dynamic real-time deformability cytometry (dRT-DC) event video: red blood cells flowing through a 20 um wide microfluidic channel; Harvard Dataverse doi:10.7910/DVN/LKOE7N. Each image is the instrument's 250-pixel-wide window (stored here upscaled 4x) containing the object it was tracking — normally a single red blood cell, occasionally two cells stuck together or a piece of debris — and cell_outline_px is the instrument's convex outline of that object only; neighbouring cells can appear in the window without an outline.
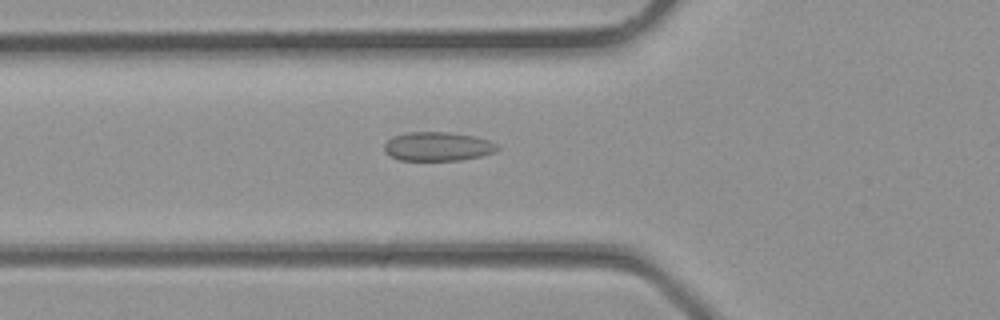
{"species": "common noctule bat (a hibernating species)", "species_latin": "Nyctalus noctula", "temperature_condition": "room temperature", "stored_images_in_passage": 27, "camera_frame_rate_fps": 3000, "um_per_image_px": 0.085, "animal": {"sex": "male", "body_mass_g": 23.1, "forearm_length_mm": 52.7}, "frame": {"image": 1, "passage_image": 5, "time_ms": 1.333, "image_size_px": [1000, 320], "cell_outline_px": [[500, 148], [496, 152], [480, 156], [460, 160], [400, 160], [384, 152], [384, 144], [392, 136], [408, 132], [448, 132], [476, 136], [488, 140], [496, 144]], "centroid_in_image_um": [37.21, 12.44], "position_along_channel_um": 88.6, "area_um2": 19.13}}
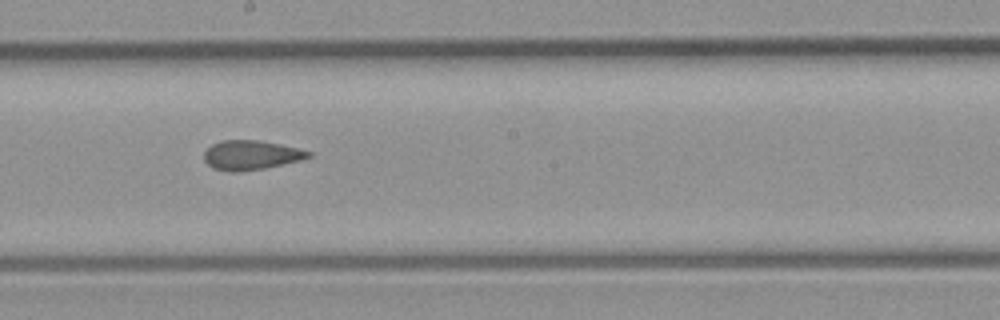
{"frame": {"image": 2, "passage_image": 12, "time_ms": 3.667, "image_size_px": [1000, 320], "cell_outline_px": [[312, 156], [300, 160], [264, 168], [240, 172], [232, 172], [212, 168], [204, 160], [204, 152], [212, 144], [220, 140], [260, 140], [280, 144], [312, 152]], "centroid_in_image_um": [21.31, 13.18], "position_along_channel_um": 226.9, "area_um2": 17.86}}
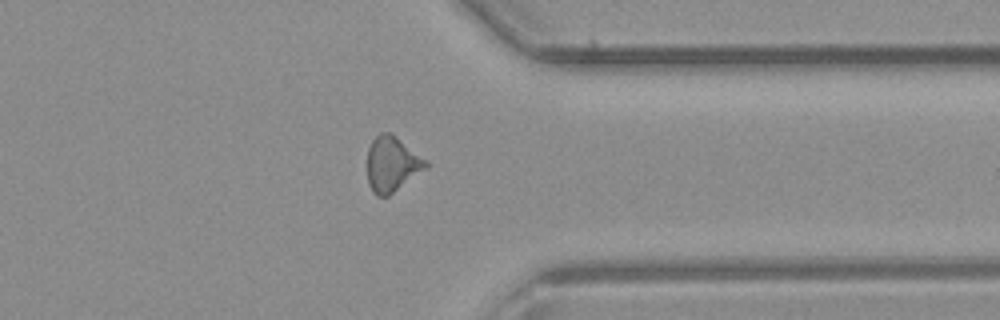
{"frame": {"image": 3, "passage_image": 20, "time_ms": 6.333, "image_size_px": [1000, 320], "cell_outline_px": [[428, 164], [424, 168], [388, 196], [376, 196], [372, 192], [368, 184], [368, 148], [372, 140], [380, 132], [388, 132], [396, 136], [428, 160]], "centroid_in_image_um": [33.29, 13.93], "position_along_channel_um": 378.1, "area_um2": 18.55}}